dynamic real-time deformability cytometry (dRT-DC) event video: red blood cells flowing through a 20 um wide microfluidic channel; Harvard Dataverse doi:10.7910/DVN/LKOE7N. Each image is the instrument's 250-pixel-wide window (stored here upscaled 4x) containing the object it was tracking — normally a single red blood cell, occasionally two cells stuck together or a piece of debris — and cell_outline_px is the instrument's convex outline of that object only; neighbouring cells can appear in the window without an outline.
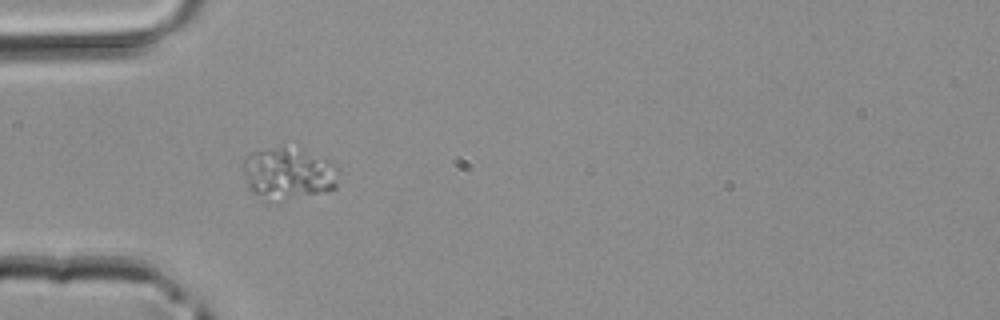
{"species": "common noctule bat (a hibernating species)", "species_latin": "Nyctalus noctula", "temperature_condition": "room temperature", "stored_images_in_passage": 6, "camera_frame_rate_fps": 3000, "um_per_image_px": 0.085, "animal": {"sex": "male", "body_mass_g": 20.4}, "frame": {"image": 1, "passage_image": 5, "time_ms": 1.333, "image_size_px": [1000, 320], "cell_outline_px": [[340, 168], [336, 188], [316, 192], [288, 196], [260, 196], [252, 192], [248, 188], [244, 172], [244, 160], [252, 152], [284, 144], [300, 144], [332, 160]], "centroid_in_image_um": [24.6, 14.56], "position_along_channel_um": 60.4, "area_um2": 28.9}}
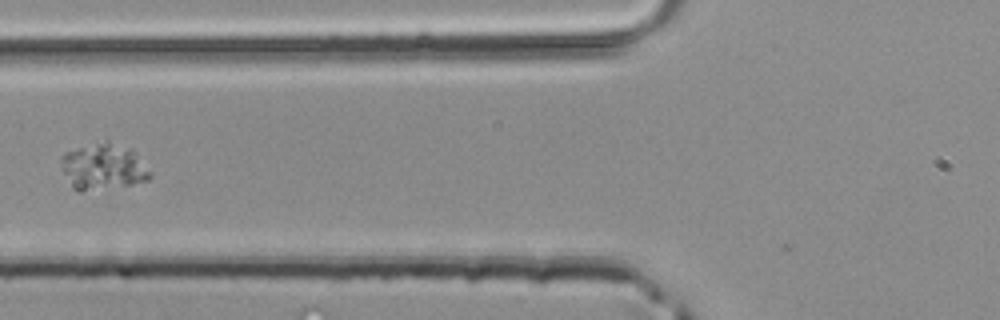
{"frame": {"image": 2, "passage_image": 6, "time_ms": 1.667, "image_size_px": [1000, 320], "cell_outline_px": [[152, 176], [148, 180], [132, 184], [80, 192], [72, 188], [60, 168], [60, 156], [64, 152], [108, 140], [132, 148], [136, 152], [152, 172]], "centroid_in_image_um": [8.78, 14.17], "position_along_channel_um": 117.0, "area_um2": 24.33}}